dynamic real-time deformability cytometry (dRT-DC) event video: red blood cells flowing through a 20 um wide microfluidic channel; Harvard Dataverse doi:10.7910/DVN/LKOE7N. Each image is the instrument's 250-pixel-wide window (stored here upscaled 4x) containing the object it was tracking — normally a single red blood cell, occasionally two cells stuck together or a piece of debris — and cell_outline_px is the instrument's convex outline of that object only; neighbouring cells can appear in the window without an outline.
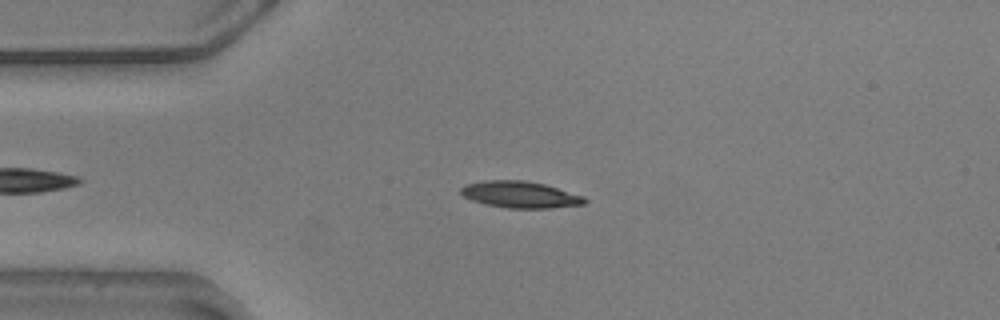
{"species": "common noctule bat (a hibernating species)", "species_latin": "Nyctalus noctula", "temperature_condition": "warm", "stored_images_in_passage": 46, "camera_frame_rate_fps": 3000, "um_per_image_px": 0.085, "animal": {"sex": "male", "body_mass_g": 20.5, "forearm_length_mm": 52.5}, "frame": {"image": 1, "passage_image": 7, "time_ms": 2.0, "image_size_px": [1000, 320], "cell_outline_px": [[588, 200], [584, 204], [552, 208], [508, 208], [484, 204], [472, 200], [464, 196], [460, 192], [460, 188], [464, 184], [484, 180], [524, 180], [544, 184], [584, 196]], "centroid_in_image_um": [44.2, 16.54], "position_along_channel_um": 40.8, "area_um2": 19.25}, "authors_computed_cell_mechanics": {"area_um2": 18.6116, "velocity_mm_per_s": 3.5887, "shape_relaxation_time_tau1_ms": 4.6967, "shape_relaxation_time_tau2_ms": 2.6366, "deformation_change_tau1": 0.1787, "deformation_change_tau2": 0.1011}}